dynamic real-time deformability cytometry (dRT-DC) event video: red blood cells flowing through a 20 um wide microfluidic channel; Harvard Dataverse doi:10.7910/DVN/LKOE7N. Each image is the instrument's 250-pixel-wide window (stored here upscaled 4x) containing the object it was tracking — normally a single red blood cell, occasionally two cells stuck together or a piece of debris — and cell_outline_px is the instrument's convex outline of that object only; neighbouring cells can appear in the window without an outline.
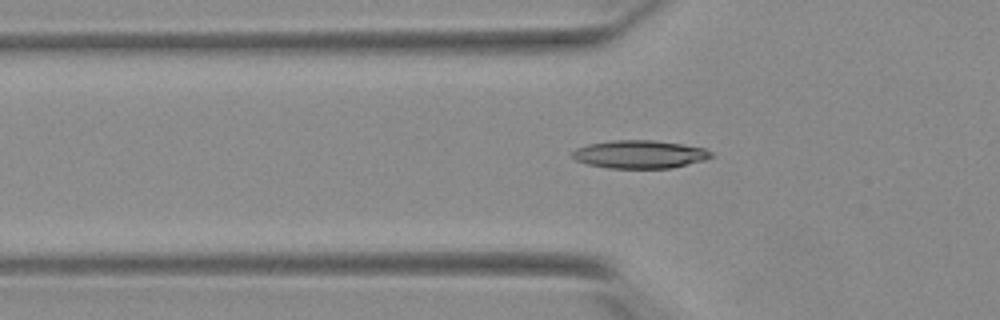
{"species": "Egyptian fruit bat (a non-hibernating species)", "species_latin": "Rousettus aegyptiacus", "temperature_condition": "warm", "stored_images_in_passage": 41, "camera_frame_rate_fps": 3000, "um_per_image_px": 0.085, "animal": {"sex": "female"}, "frame": {"image": 1, "passage_image": 10, "time_ms": 3.0, "image_size_px": [1000, 320], "cell_outline_px": [[716, 156], [704, 160], [672, 168], [608, 168], [588, 164], [576, 160], [572, 156], [572, 152], [576, 148], [588, 144], [612, 140], [652, 140], [680, 144], [704, 148], [712, 152]], "centroid_in_image_um": [54.39, 13.12], "position_along_channel_um": 71.4, "area_um2": 22.66}}
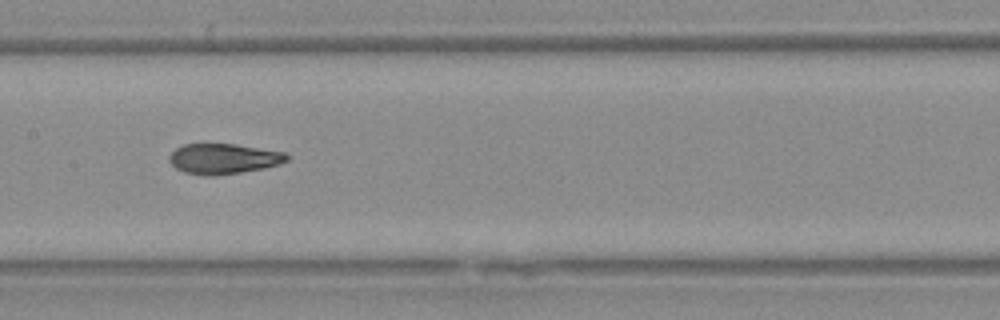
{"frame": {"image": 2, "passage_image": 19, "time_ms": 6.0, "image_size_px": [1000, 320], "cell_outline_px": [[288, 160], [280, 164], [264, 168], [216, 176], [208, 176], [184, 172], [176, 168], [168, 160], [168, 156], [176, 148], [184, 144], [236, 144], [284, 152], [288, 156]], "centroid_in_image_um": [18.98, 13.49], "position_along_channel_um": 188.4, "area_um2": 20.75}}
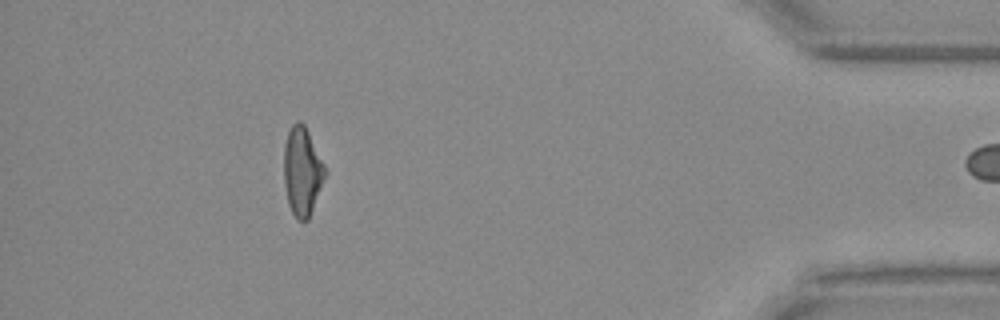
{"frame": {"image": 3, "passage_image": 40, "time_ms": 13.0, "image_size_px": [1000, 320], "cell_outline_px": [[328, 172], [308, 220], [296, 220], [288, 204], [284, 184], [284, 144], [288, 132], [292, 124], [296, 120], [300, 120], [304, 124]], "centroid_in_image_um": [25.69, 14.57], "position_along_channel_um": 409.5, "area_um2": 21.39}}